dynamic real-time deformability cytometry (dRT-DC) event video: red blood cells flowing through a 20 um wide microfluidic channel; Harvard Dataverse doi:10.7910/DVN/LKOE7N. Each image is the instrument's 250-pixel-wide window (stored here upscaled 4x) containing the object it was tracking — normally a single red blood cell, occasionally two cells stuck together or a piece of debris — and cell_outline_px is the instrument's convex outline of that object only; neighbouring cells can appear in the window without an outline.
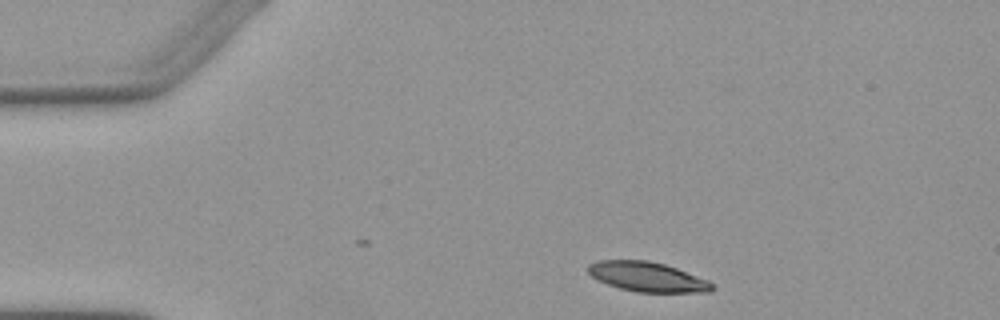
{"species": "Egyptian fruit bat (a non-hibernating species)", "species_latin": "Rousettus aegyptiacus", "temperature_condition": "warm", "stored_images_in_passage": 2, "camera_frame_rate_fps": 3000, "um_per_image_px": 0.085, "animal": {"sex": "female"}, "frame": {"image": 1, "passage_image": 1, "time_ms": 0.0, "image_size_px": [1000, 320], "cell_outline_px": [[716, 288], [712, 292], [636, 292], [620, 288], [596, 280], [584, 268], [588, 264], [596, 260], [648, 260], [664, 264], [676, 268], [708, 280]], "centroid_in_image_um": [54.99, 23.52], "position_along_channel_um": 30.0, "area_um2": 21.62}}